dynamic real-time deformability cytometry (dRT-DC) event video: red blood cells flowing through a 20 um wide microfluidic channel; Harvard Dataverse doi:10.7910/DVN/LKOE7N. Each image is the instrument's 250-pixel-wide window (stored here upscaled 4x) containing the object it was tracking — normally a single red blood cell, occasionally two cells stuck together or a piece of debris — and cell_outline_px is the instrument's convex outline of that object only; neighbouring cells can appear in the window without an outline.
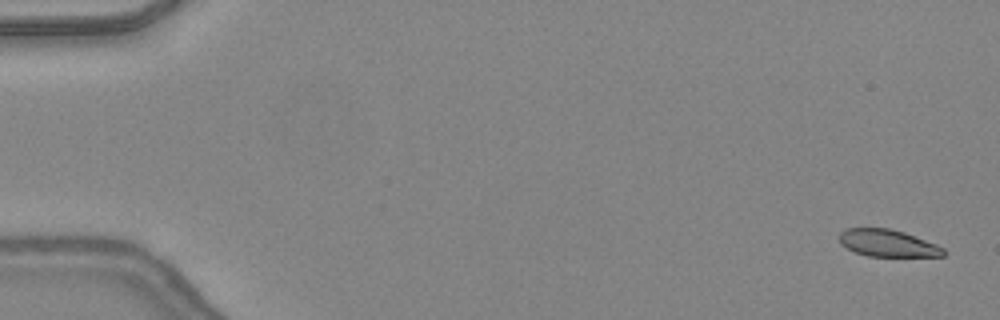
{"species": "common noctule bat (a hibernating species)", "species_latin": "Nyctalus noctula", "temperature_condition": "warm", "stored_images_in_passage": 48, "camera_frame_rate_fps": 3000, "um_per_image_px": 0.085, "animal": {"sex": "female", "body_mass_g": 24.6, "forearm_length_mm": 56.2}, "frame": {"image": 1, "passage_image": 2, "time_ms": 0.333, "image_size_px": [1000, 320], "cell_outline_px": [[944, 256], [868, 256], [856, 252], [840, 244], [840, 232], [844, 228], [888, 228], [904, 232], [936, 244], [944, 248]], "centroid_in_image_um": [75.44, 20.66], "position_along_channel_um": 9.6, "area_um2": 16.3}}
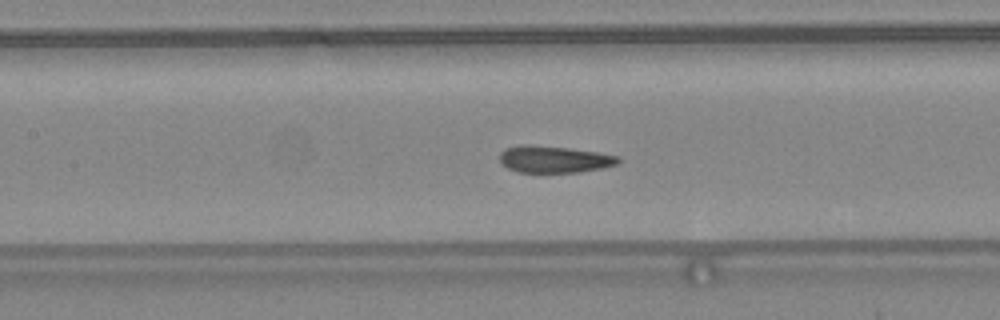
{"frame": {"image": 2, "passage_image": 23, "time_ms": 7.333, "image_size_px": [1000, 320], "cell_outline_px": [[620, 160], [616, 164], [600, 168], [580, 172], [516, 172], [508, 168], [500, 160], [500, 152], [504, 148], [520, 144], [528, 144], [568, 148], [596, 152], [620, 156]], "centroid_in_image_um": [47.06, 13.53], "position_along_channel_um": 160.3, "area_um2": 18.5}}
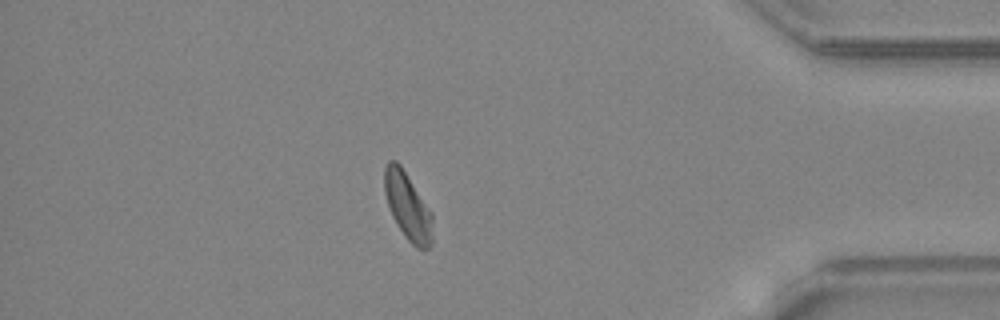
{"frame": {"image": 3, "passage_image": 42, "time_ms": 13.667, "image_size_px": [1000, 320], "cell_outline_px": [[432, 244], [428, 248], [416, 248], [404, 236], [396, 224], [392, 216], [384, 192], [384, 168], [388, 160], [396, 160], [400, 164], [432, 212]], "centroid_in_image_um": [34.65, 17.53], "position_along_channel_um": 400.6, "area_um2": 18.9}, "authors_computed_cell_mechanics": {"area_um2": 18.8717, "velocity_mm_per_s": 4.3796, "shape_relaxation_time_tau1_ms": 7.57, "shape_relaxation_time_tau2_ms": null, "deformation_change_tau1": 0.1676, "deformation_change_tau2": null}}